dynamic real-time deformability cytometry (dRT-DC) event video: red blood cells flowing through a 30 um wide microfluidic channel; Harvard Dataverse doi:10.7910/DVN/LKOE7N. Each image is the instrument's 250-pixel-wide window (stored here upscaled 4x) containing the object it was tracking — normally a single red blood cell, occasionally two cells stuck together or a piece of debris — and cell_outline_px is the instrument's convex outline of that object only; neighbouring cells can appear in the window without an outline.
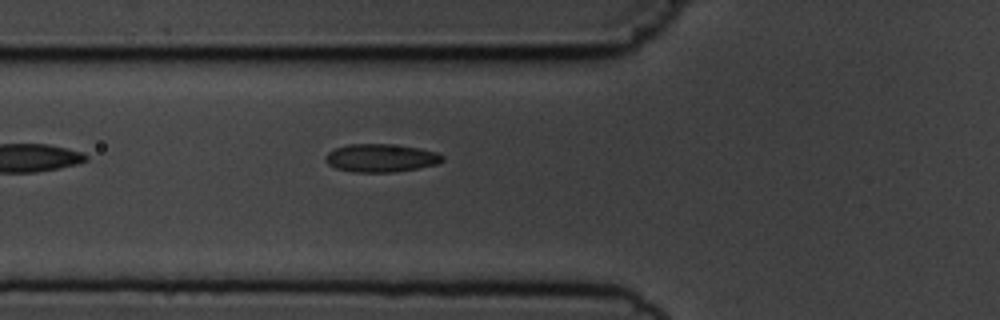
{"species": "common noctule bat (a hibernating species)", "species_latin": "Nyctalus noctula", "temperature_condition": "cold", "stored_images_in_passage": 7, "camera_frame_rate_fps": 3000, "um_per_image_px": 0.085, "animal": {"sex": "male", "body_mass_g": 19.5, "forearm_length_mm": 54.6}, "frame": {"image": 1, "passage_image": 7, "time_ms": 7.667, "image_size_px": [1000, 320], "cell_outline_px": [[444, 160], [436, 164], [416, 168], [392, 172], [356, 172], [336, 168], [328, 164], [324, 160], [324, 156], [328, 152], [336, 148], [348, 144], [388, 144], [420, 148], [436, 152], [444, 156]], "centroid_in_image_um": [32.35, 13.42], "position_along_channel_um": 93.4, "area_um2": 19.02}}